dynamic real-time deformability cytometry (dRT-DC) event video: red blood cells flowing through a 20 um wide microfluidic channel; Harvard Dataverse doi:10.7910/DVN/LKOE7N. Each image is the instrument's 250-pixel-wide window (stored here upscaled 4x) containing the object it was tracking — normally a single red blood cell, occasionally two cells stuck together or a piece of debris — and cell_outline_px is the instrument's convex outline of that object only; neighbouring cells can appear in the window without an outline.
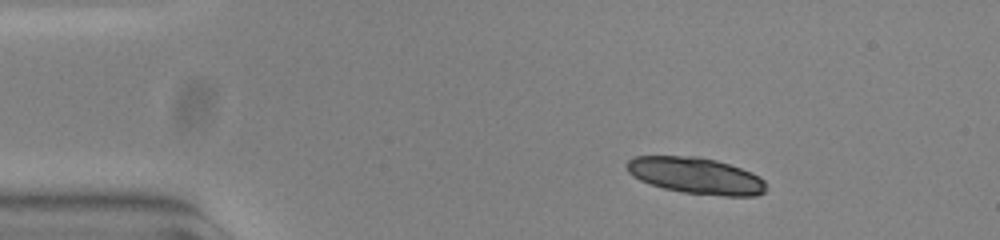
{"species": "common noctule bat (a hibernating species)", "species_latin": "Nyctalus noctula", "temperature_condition": "warm", "stored_images_in_passage": 16, "camera_frame_rate_fps": 3000, "um_per_image_px": 0.085, "animal": {"sex": "female", "body_mass_g": 23.0, "forearm_length_mm": 53.4}, "frame": {"image": 1, "passage_image": 1, "time_ms": 0.0, "image_size_px": [1000, 240], "cell_outline_px": [[764, 192], [756, 196], [724, 196], [684, 192], [664, 188], [640, 180], [628, 172], [628, 160], [636, 156], [696, 156], [716, 160], [740, 168], [760, 176], [764, 180]], "centroid_in_image_um": [59.17, 14.93], "position_along_channel_um": 25.8, "area_um2": 29.19}}